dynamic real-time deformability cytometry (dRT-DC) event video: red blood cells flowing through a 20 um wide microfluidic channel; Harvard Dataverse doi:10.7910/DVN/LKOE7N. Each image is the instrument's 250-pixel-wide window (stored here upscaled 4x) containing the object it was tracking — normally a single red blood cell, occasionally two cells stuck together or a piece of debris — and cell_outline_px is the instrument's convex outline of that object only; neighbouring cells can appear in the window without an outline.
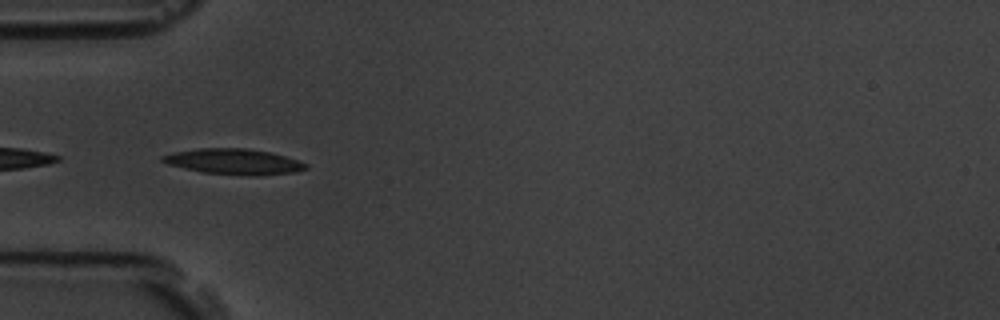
{"species": "common noctule bat (a hibernating species)", "species_latin": "Nyctalus noctula", "temperature_condition": "room temperature", "stored_images_in_passage": 6, "camera_frame_rate_fps": 3000, "um_per_image_px": 0.085, "animal": {"sex": "male", "body_mass_g": 19.5, "forearm_length_mm": 54.6}, "frame": {"image": 1, "passage_image": 5, "time_ms": 4.667, "image_size_px": [1000, 320], "cell_outline_px": [[308, 168], [296, 172], [256, 176], [248, 176], [204, 172], [184, 168], [168, 164], [160, 160], [160, 156], [172, 152], [200, 148], [248, 148], [268, 152], [284, 156], [308, 164]], "centroid_in_image_um": [19.86, 13.74], "position_along_channel_um": 65.1, "area_um2": 21.39}}
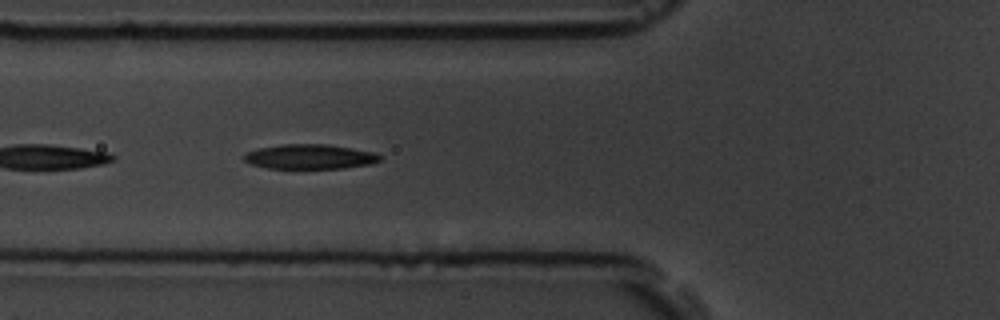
{"frame": {"image": 2, "passage_image": 6, "time_ms": 5.667, "image_size_px": [1000, 320], "cell_outline_px": [[380, 160], [368, 164], [344, 168], [268, 168], [252, 164], [244, 160], [244, 156], [248, 152], [260, 148], [284, 144], [328, 144], [376, 152], [380, 156]], "centroid_in_image_um": [26.37, 13.31], "position_along_channel_um": 99.4, "area_um2": 19.31}}